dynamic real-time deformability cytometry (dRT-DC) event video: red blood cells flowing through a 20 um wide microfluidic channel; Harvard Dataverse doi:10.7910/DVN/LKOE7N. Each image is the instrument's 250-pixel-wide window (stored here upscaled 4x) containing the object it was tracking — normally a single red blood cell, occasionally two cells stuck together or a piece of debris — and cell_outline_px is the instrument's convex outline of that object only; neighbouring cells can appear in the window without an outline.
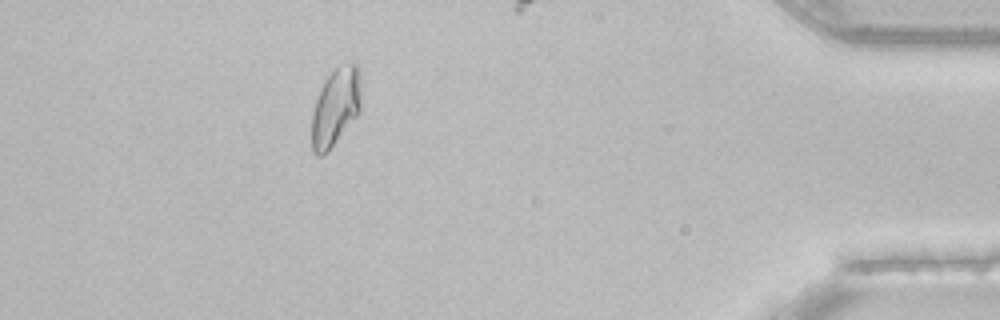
{"species": "common noctule bat (a hibernating species)", "species_latin": "Nyctalus noctula", "temperature_condition": "room temperature", "stored_images_in_passage": 38, "camera_frame_rate_fps": 3000, "um_per_image_px": 0.085, "animal": {"sex": "female", "body_mass_g": 22.7, "forearm_length_mm": 54.2}, "frame": {"image": 1, "passage_image": 33, "time_ms": 10.667, "image_size_px": [1000, 320], "cell_outline_px": [[360, 112], [328, 152], [320, 156], [316, 156], [312, 152], [312, 112], [316, 100], [324, 80], [336, 68], [356, 60], [360, 68]], "centroid_in_image_um": [28.53, 9.1], "position_along_channel_um": 406.7, "area_um2": 22.6}, "authors_computed_cell_mechanics": {"area_um2": 20.8369, "velocity_mm_per_s": 3.8197, "shape_relaxation_time_tau1_ms": 4.8323, "shape_relaxation_time_tau2_ms": null, "deformation_change_tau1": 0.1446, "deformation_change_tau2": null}}